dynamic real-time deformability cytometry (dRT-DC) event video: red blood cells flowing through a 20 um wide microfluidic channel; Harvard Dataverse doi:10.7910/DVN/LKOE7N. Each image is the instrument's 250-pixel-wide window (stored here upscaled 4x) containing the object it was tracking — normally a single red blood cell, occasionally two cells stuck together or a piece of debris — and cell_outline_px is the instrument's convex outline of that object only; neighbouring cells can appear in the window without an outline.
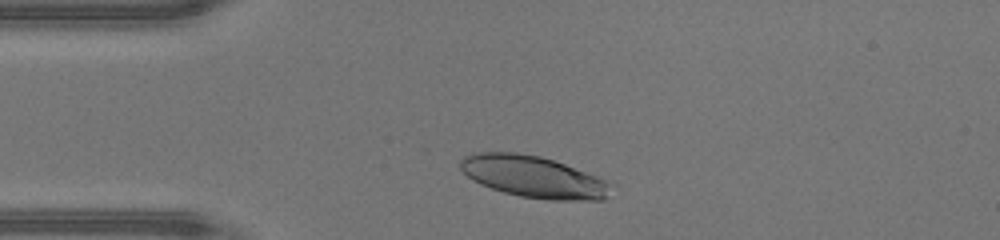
{"species": "human", "species_latin": "Homo sapiens", "temperature_condition": "warm", "stored_images_in_passage": 29, "camera_frame_rate_fps": 3000, "um_per_image_px": 0.085, "donor": {"sex": "male"}, "frame": {"image": 1, "passage_image": 1, "time_ms": 0.0, "image_size_px": [1000, 240], "cell_outline_px": [[616, 184], [604, 200], [548, 200], [520, 196], [504, 192], [480, 184], [472, 180], [460, 168], [460, 160], [464, 156], [472, 152], [516, 152], [540, 156], [564, 164], [596, 176]], "centroid_in_image_um": [45.36, 15.03], "position_along_channel_um": 39.6, "area_um2": 36.7}}
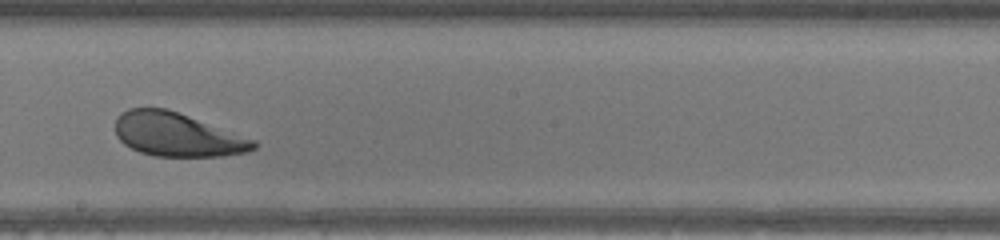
{"frame": {"image": 2, "passage_image": 16, "time_ms": 5.0, "image_size_px": [1000, 240], "cell_outline_px": [[256, 148], [248, 152], [220, 156], [156, 156], [140, 152], [124, 144], [116, 136], [116, 116], [120, 112], [128, 108], [168, 108], [256, 140]], "centroid_in_image_um": [15.05, 11.43], "position_along_channel_um": 233.2, "area_um2": 35.26}}
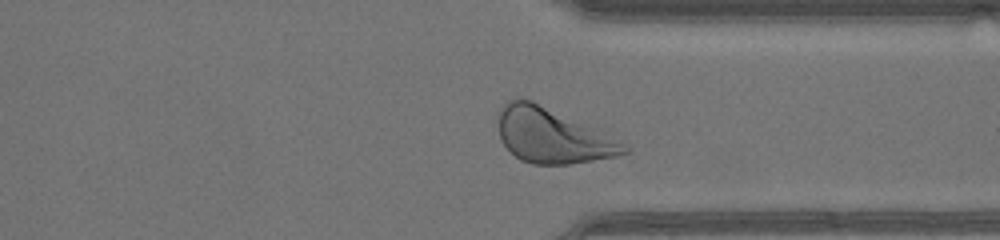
{"frame": {"image": 3, "passage_image": 25, "time_ms": 8.0, "image_size_px": [1000, 240], "cell_outline_px": [[628, 152], [616, 156], [568, 164], [532, 164], [520, 160], [500, 140], [500, 112], [504, 104], [508, 100], [532, 100], [592, 128], [624, 144], [628, 148]], "centroid_in_image_um": [46.91, 11.56], "position_along_channel_um": 364.5, "area_um2": 38.73}, "authors_computed_cell_mechanics": {"area_um2": 36.2984, "velocity_mm_per_s": 4.41, "shape_relaxation_time_tau1_ms": 2.3832, "shape_relaxation_time_tau2_ms": 2.9031, "deformation_change_tau1": 0.1236, "deformation_change_tau2": 0.09}}